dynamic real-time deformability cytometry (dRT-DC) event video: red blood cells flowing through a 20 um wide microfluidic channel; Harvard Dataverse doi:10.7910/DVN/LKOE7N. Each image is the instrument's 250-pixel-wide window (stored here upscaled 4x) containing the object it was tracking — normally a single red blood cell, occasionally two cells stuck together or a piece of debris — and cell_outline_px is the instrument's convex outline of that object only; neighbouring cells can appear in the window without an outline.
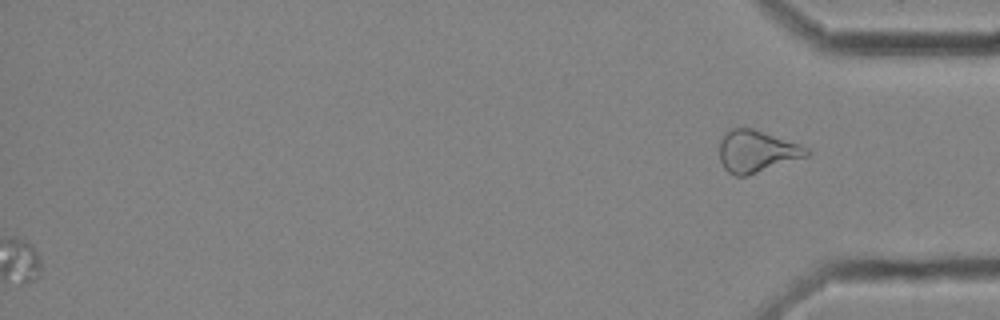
{"species": "common noctule bat (a hibernating species)", "species_latin": "Nyctalus noctula", "temperature_condition": "cold", "stored_images_in_passage": 47, "camera_frame_rate_fps": 3000, "um_per_image_px": 0.085, "animal": {"sex": "female", "body_mass_g": 25.1}, "frame": {"image": 1, "passage_image": 47, "time_ms": 15.333, "image_size_px": [1000, 320], "cell_outline_px": [[812, 152], [808, 156], [744, 176], [736, 176], [728, 172], [724, 168], [720, 160], [720, 140], [724, 132], [732, 128], [752, 128], [800, 144], [808, 148]], "centroid_in_image_um": [64.31, 12.85], "position_along_channel_um": 370.9, "area_um2": 21.21}}